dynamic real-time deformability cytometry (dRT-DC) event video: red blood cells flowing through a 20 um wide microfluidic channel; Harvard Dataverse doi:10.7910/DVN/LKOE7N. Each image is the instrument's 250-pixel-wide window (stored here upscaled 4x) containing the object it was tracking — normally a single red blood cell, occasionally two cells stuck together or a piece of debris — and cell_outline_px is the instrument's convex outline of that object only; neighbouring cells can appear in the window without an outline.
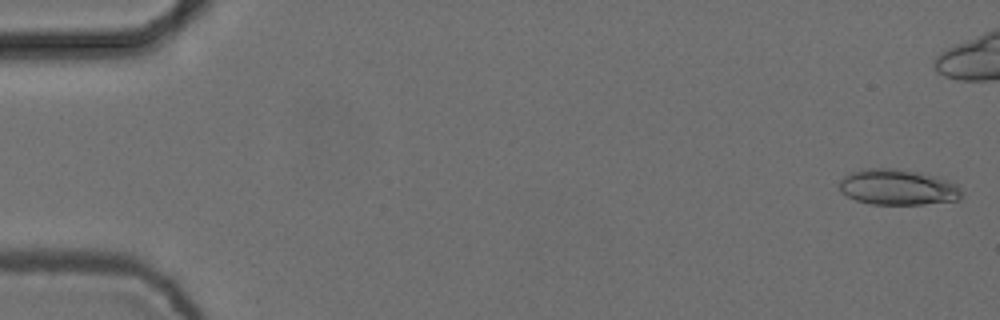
{"species": "common noctule bat (a hibernating species)", "species_latin": "Nyctalus noctula", "temperature_condition": "cold", "stored_images_in_passage": 7, "camera_frame_rate_fps": 3000, "um_per_image_px": 0.085, "animal": {"sex": "female", "body_mass_g": 24.6, "forearm_length_mm": 56.2}, "frame": {"image": 1, "passage_image": 1, "time_ms": 0.0, "image_size_px": [1000, 320], "cell_outline_px": [[964, 196], [960, 200], [924, 204], [872, 204], [856, 200], [840, 192], [840, 180], [844, 176], [852, 172], [864, 168], [896, 168], [920, 172], [936, 176], [948, 180], [956, 184], [964, 192]], "centroid_in_image_um": [76.36, 15.91], "position_along_channel_um": 8.6, "area_um2": 25.72}}